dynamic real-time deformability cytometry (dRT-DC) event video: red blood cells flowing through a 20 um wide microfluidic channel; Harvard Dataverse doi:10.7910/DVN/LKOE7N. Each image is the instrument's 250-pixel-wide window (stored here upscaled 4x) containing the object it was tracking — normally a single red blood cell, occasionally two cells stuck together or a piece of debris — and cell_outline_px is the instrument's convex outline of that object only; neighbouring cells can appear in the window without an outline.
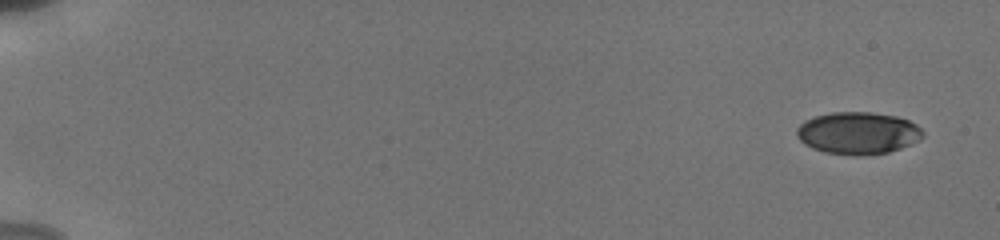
{"species": "human", "species_latin": "Homo sapiens", "temperature_condition": "cold", "stored_images_in_passage": 14, "camera_frame_rate_fps": 3000, "um_per_image_px": 0.085, "donor": {"sex": "male"}, "frame": {"image": 1, "passage_image": 1, "time_ms": 0.0, "image_size_px": [1000, 240], "cell_outline_px": [[924, 136], [920, 140], [900, 148], [888, 152], [824, 152], [812, 148], [804, 144], [796, 136], [796, 128], [804, 120], [816, 116], [832, 112], [872, 112], [896, 116], [908, 120], [916, 124], [924, 132]], "centroid_in_image_um": [72.92, 11.25], "position_along_channel_um": 12.1, "area_um2": 30.23}}
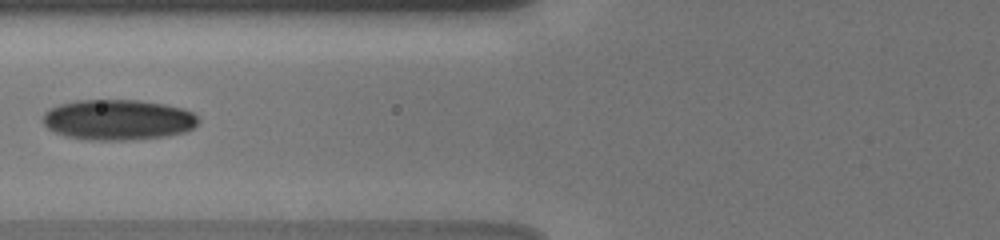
{"frame": {"image": 2, "passage_image": 10, "time_ms": 7.333, "image_size_px": [1000, 240], "cell_outline_px": [[200, 120], [192, 128], [184, 132], [168, 136], [132, 140], [88, 140], [64, 136], [48, 128], [44, 124], [44, 112], [48, 108], [60, 104], [76, 100], [136, 100], [164, 104], [180, 108], [192, 112]], "centroid_in_image_um": [10.01, 10.18], "position_along_channel_um": 115.8, "area_um2": 36.76}}
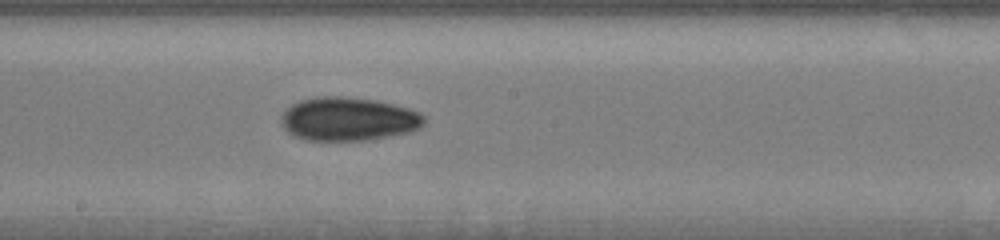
{"frame": {"image": 3, "passage_image": 14, "time_ms": 10.0, "image_size_px": [1000, 240], "cell_outline_px": [[424, 124], [420, 128], [408, 132], [368, 140], [304, 140], [292, 136], [280, 124], [280, 116], [292, 104], [300, 100], [324, 96], [340, 96], [372, 100], [392, 104], [408, 108], [424, 116]], "centroid_in_image_um": [29.56, 10.13], "position_along_channel_um": 218.6, "area_um2": 36.07}}